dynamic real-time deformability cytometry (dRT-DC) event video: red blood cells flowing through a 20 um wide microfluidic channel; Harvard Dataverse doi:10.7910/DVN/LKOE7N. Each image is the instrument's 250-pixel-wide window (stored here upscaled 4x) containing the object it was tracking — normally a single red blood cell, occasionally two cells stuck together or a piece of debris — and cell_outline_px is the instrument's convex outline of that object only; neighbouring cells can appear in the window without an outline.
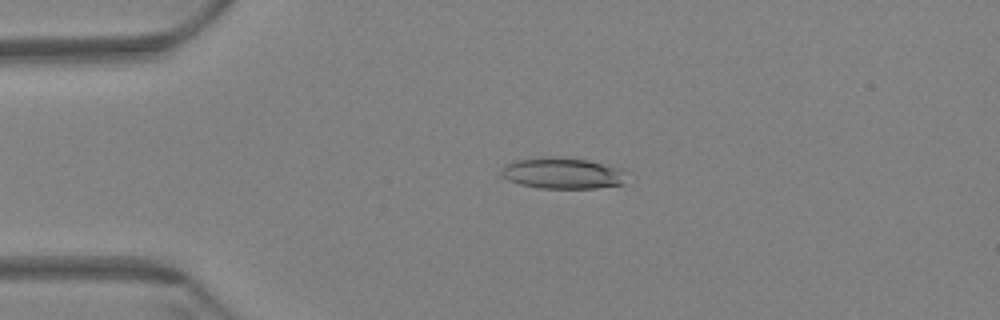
{"species": "Egyptian fruit bat (a non-hibernating species)", "species_latin": "Rousettus aegyptiacus", "temperature_condition": "warm", "stored_images_in_passage": 60, "camera_frame_rate_fps": 3000, "um_per_image_px": 0.085, "animal": {"sex": "female"}, "frame": {"image": 1, "passage_image": 14, "time_ms": 4.333, "image_size_px": [1000, 320], "cell_outline_px": [[624, 184], [596, 188], [540, 188], [520, 184], [508, 180], [500, 176], [504, 168], [508, 164], [516, 160], [588, 160], [624, 168]], "centroid_in_image_um": [47.9, 14.78], "position_along_channel_um": 37.1, "area_um2": 21.62}}
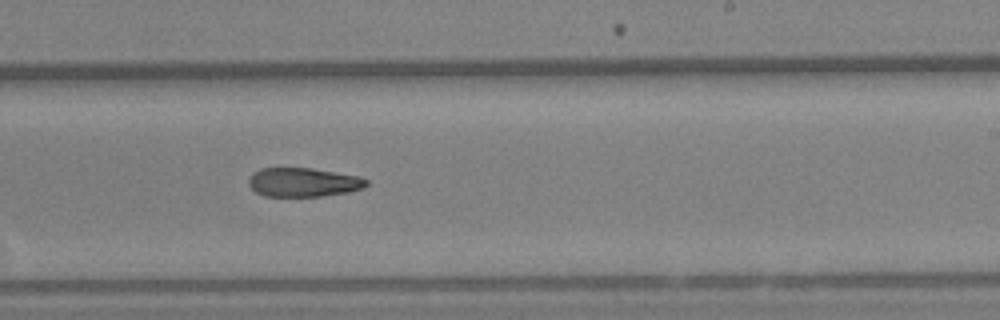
{"frame": {"image": 2, "passage_image": 37, "time_ms": 12.0, "image_size_px": [1000, 320], "cell_outline_px": [[368, 184], [364, 188], [348, 192], [320, 196], [264, 196], [256, 192], [248, 184], [248, 180], [252, 172], [260, 168], [312, 168], [360, 176], [368, 180]], "centroid_in_image_um": [25.78, 15.48], "position_along_channel_um": 263.2, "area_um2": 20.0}}
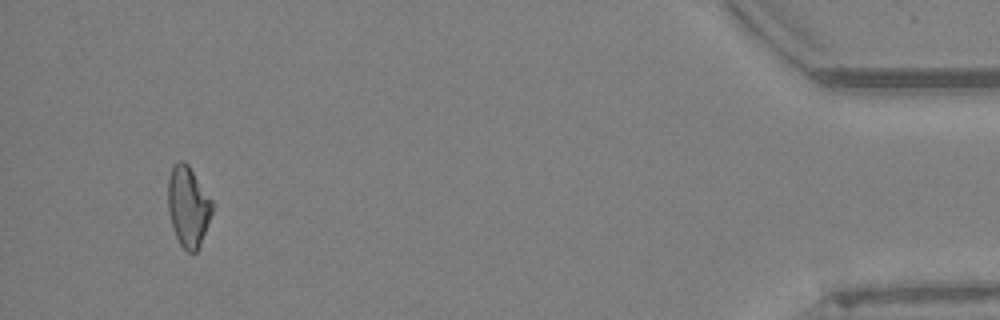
{"frame": {"image": 3, "passage_image": 57, "time_ms": 18.667, "image_size_px": [1000, 320], "cell_outline_px": [[216, 204], [200, 244], [196, 252], [188, 252], [180, 244], [176, 236], [168, 212], [168, 176], [172, 164], [176, 160], [184, 160], [188, 164]], "centroid_in_image_um": [16.01, 17.48], "position_along_channel_um": 419.2, "area_um2": 21.1}}